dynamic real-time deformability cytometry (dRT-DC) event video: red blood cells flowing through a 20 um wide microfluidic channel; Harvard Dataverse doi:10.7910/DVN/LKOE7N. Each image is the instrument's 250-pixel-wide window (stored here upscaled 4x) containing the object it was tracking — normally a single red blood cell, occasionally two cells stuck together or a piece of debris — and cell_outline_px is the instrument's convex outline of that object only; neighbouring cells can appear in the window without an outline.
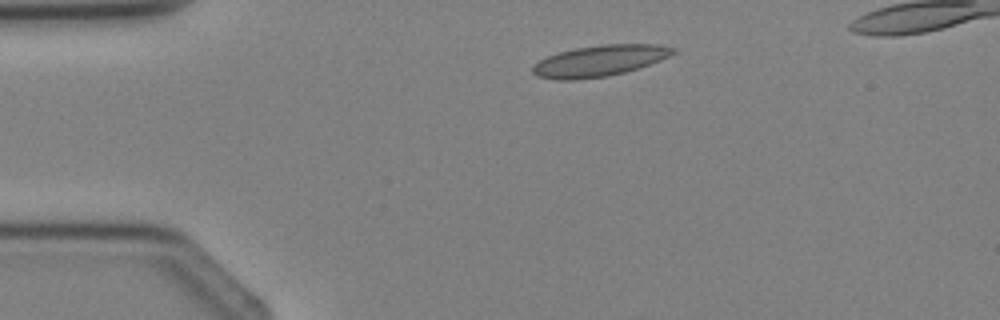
{"species": "Egyptian fruit bat (a non-hibernating species)", "species_latin": "Rousettus aegyptiacus", "temperature_condition": "cold", "stored_images_in_passage": 3, "camera_frame_rate_fps": 3000, "um_per_image_px": 0.085, "animal": {"sex": "female"}, "frame": {"image": 1, "passage_image": 1, "time_ms": 0.0, "image_size_px": [1000, 320], "cell_outline_px": [[680, 52], [660, 60], [624, 72], [608, 76], [576, 80], [556, 80], [536, 76], [532, 72], [532, 68], [540, 60], [548, 56], [560, 52], [576, 48], [604, 44], [656, 44], [680, 48]], "centroid_in_image_um": [51.02, 5.16], "position_along_channel_um": 34.0, "area_um2": 25.49}}